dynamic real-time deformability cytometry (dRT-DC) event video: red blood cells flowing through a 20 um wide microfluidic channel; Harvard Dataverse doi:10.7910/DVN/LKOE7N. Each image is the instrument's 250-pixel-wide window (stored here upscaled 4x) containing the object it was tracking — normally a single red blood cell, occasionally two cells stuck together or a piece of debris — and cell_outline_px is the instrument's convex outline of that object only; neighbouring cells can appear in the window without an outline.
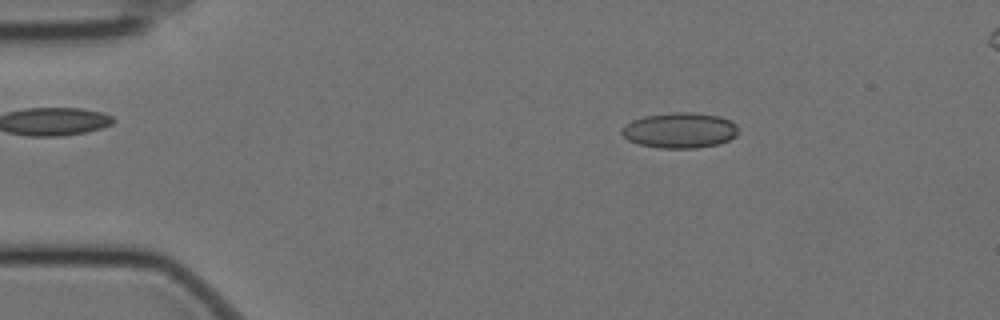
{"species": "Egyptian fruit bat (a non-hibernating species)", "species_latin": "Rousettus aegyptiacus", "temperature_condition": "cold", "stored_images_in_passage": 57, "camera_frame_rate_fps": 3000, "um_per_image_px": 0.085, "animal": {"sex": "female"}, "frame": {"image": 1, "passage_image": 9, "time_ms": 2.667, "image_size_px": [1000, 320], "cell_outline_px": [[736, 136], [728, 140], [716, 144], [696, 148], [660, 148], [640, 144], [628, 140], [620, 132], [620, 128], [624, 124], [632, 120], [644, 116], [672, 112], [692, 112], [720, 116], [732, 120], [736, 124]], "centroid_in_image_um": [57.75, 11.06], "position_along_channel_um": 27.2, "area_um2": 24.16}}
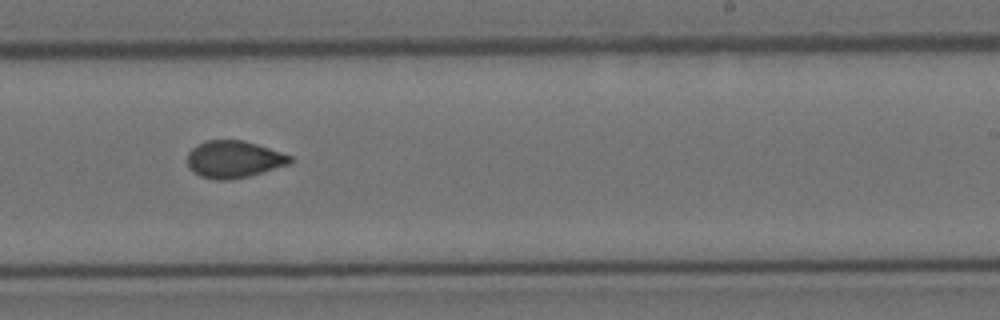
{"frame": {"image": 2, "passage_image": 35, "time_ms": 11.333, "image_size_px": [1000, 320], "cell_outline_px": [[292, 164], [248, 176], [228, 180], [216, 180], [200, 176], [188, 164], [188, 152], [196, 144], [204, 140], [244, 140], [292, 156]], "centroid_in_image_um": [19.89, 13.53], "position_along_channel_um": 269.1, "area_um2": 22.14}}
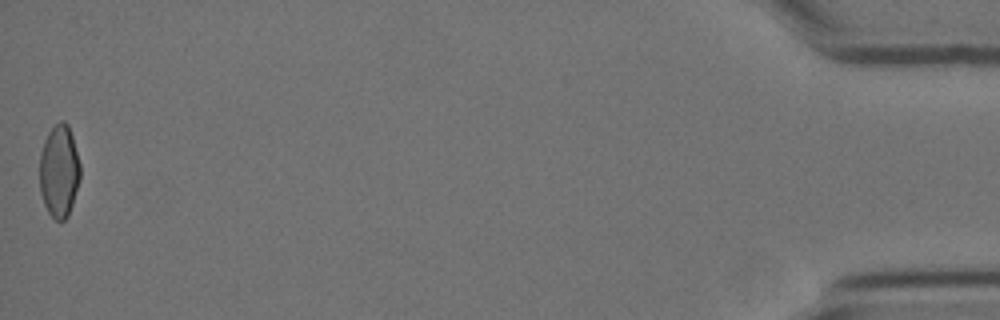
{"frame": {"image": 3, "passage_image": 57, "time_ms": 18.667, "image_size_px": [1000, 320], "cell_outline_px": [[80, 180], [68, 216], [60, 224], [48, 212], [44, 204], [40, 192], [40, 152], [44, 140], [48, 132], [60, 120], [64, 120], [68, 124], [72, 136], [80, 164]], "centroid_in_image_um": [5.03, 14.56], "position_along_channel_um": 430.2, "area_um2": 22.02}, "authors_computed_cell_mechanics": {"area_um2": 22.1952, "velocity_mm_per_s": 3.4866, "shape_relaxation_time_tau1_ms": null, "shape_relaxation_time_tau2_ms": 2.3892, "deformation_change_tau1": null, "deformation_change_tau2": 0.0528}}